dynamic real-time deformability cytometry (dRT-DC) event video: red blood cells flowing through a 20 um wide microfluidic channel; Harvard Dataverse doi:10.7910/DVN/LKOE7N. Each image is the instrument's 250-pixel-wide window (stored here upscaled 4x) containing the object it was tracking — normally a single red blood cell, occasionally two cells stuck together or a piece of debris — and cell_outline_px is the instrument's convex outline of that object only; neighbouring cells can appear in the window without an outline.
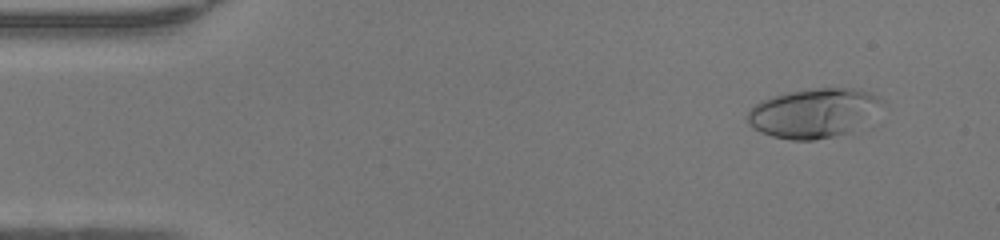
{"species": "human", "species_latin": "Homo sapiens", "temperature_condition": "warm", "stored_images_in_passage": 48, "camera_frame_rate_fps": 3000, "um_per_image_px": 0.085, "donor": {"sex": "female"}, "frame": {"image": 1, "passage_image": 4, "time_ms": 1.0, "image_size_px": [1000, 240], "cell_outline_px": [[884, 104], [848, 132], [832, 136], [812, 140], [792, 140], [772, 136], [760, 132], [748, 124], [748, 112], [760, 100], [784, 92], [812, 88], [852, 88], [868, 92], [884, 100]], "centroid_in_image_um": [69.09, 9.58], "position_along_channel_um": 15.9, "area_um2": 38.03}}
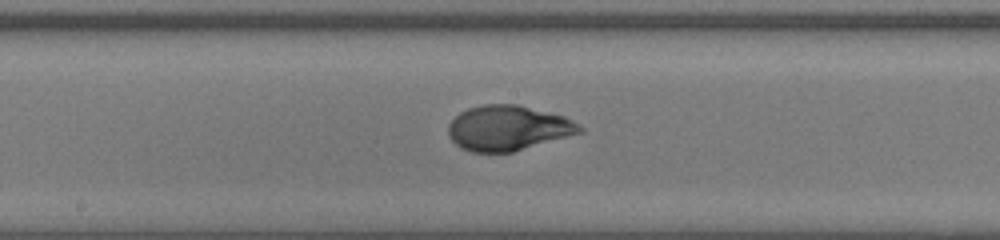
{"frame": {"image": 2, "passage_image": 25, "time_ms": 8.0, "image_size_px": [1000, 240], "cell_outline_px": [[584, 132], [512, 152], [472, 152], [460, 148], [448, 136], [448, 124], [460, 112], [468, 108], [484, 104], [516, 104], [564, 116], [580, 124], [584, 128]], "centroid_in_image_um": [43.19, 10.88], "position_along_channel_um": 205.0, "area_um2": 34.56}}
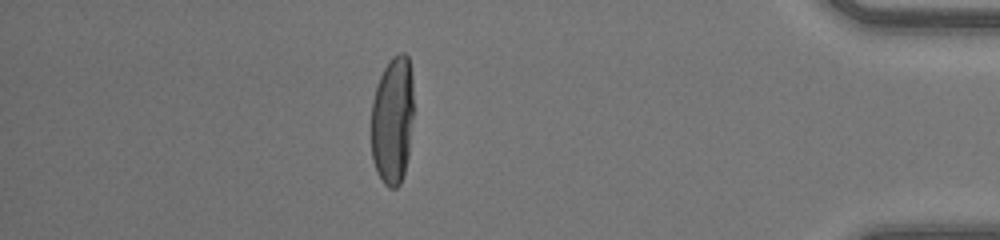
{"frame": {"image": 3, "passage_image": 42, "time_ms": 13.667, "image_size_px": [1000, 240], "cell_outline_px": [[412, 116], [408, 156], [404, 172], [400, 184], [396, 188], [388, 188], [384, 184], [376, 172], [372, 160], [372, 100], [380, 76], [388, 60], [392, 56], [400, 52], [404, 52], [408, 56], [412, 76]], "centroid_in_image_um": [33.35, 10.22], "position_along_channel_um": 401.8, "area_um2": 31.73}, "authors_computed_cell_mechanics": {"area_um2": 33.9286, "velocity_mm_per_s": 4.2798, "shape_relaxation_time_tau1_ms": 5.6551, "shape_relaxation_time_tau2_ms": null, "deformation_change_tau1": 0.2891, "deformation_change_tau2": null}}